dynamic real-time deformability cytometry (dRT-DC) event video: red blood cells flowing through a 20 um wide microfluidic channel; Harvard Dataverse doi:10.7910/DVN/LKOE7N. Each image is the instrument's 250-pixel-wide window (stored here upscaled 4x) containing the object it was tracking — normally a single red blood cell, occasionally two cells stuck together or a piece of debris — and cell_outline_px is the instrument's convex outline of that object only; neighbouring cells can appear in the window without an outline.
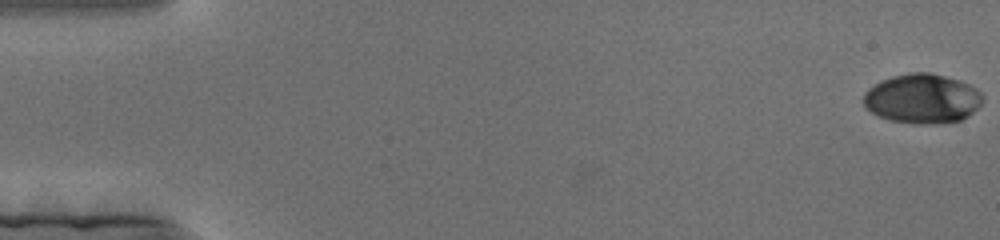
{"species": "human", "species_latin": "Homo sapiens", "temperature_condition": "cold", "stored_images_in_passage": 180, "camera_frame_rate_fps": 3000, "um_per_image_px": 0.085, "donor": {"sex": "female"}, "frame": {"image": 1, "passage_image": 1, "time_ms": 0.0, "image_size_px": [1000, 240], "cell_outline_px": [[984, 100], [968, 116], [960, 120], [936, 124], [916, 124], [892, 120], [880, 116], [864, 108], [864, 92], [868, 88], [880, 80], [892, 76], [912, 72], [928, 72], [960, 80], [976, 88], [984, 96]], "centroid_in_image_um": [78.39, 8.38], "position_along_channel_um": 6.6, "area_um2": 34.45}}
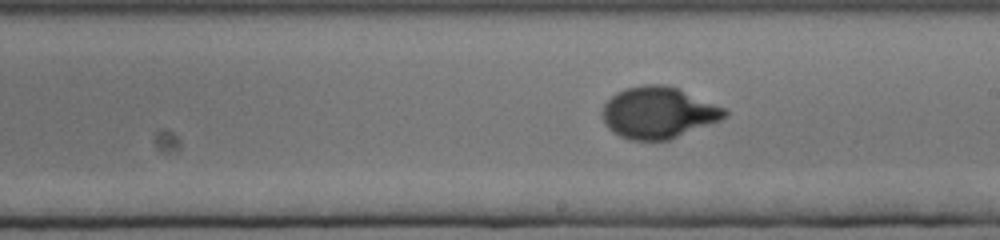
{"frame": {"image": 2, "passage_image": 103, "time_ms": 34.0, "image_size_px": [1000, 240], "cell_outline_px": [[728, 116], [720, 120], [668, 140], [628, 140], [612, 132], [604, 124], [600, 112], [604, 104], [616, 92], [624, 88], [644, 84], [664, 84], [676, 88], [724, 108], [728, 112]], "centroid_in_image_um": [55.89, 9.58], "position_along_channel_um": 233.1, "area_um2": 36.65}}
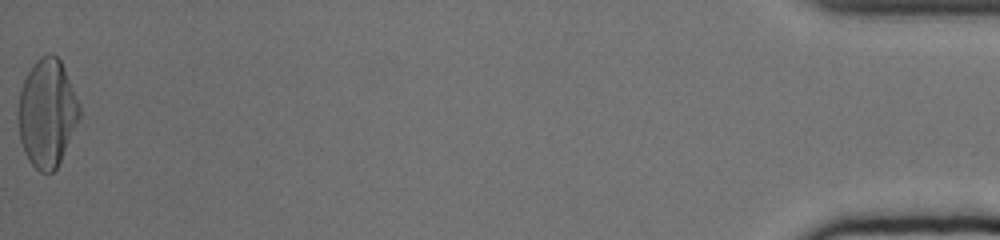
{"frame": {"image": 3, "passage_image": 180, "time_ms": 59.667, "image_size_px": [1000, 240], "cell_outline_px": [[80, 116], [60, 160], [56, 168], [52, 172], [40, 172], [28, 160], [24, 152], [20, 140], [16, 120], [16, 108], [20, 88], [28, 72], [36, 60], [40, 56], [48, 52], [52, 52], [60, 60], [64, 68], [80, 104]], "centroid_in_image_um": [3.95, 9.58], "position_along_channel_um": 431.2, "area_um2": 38.78}}